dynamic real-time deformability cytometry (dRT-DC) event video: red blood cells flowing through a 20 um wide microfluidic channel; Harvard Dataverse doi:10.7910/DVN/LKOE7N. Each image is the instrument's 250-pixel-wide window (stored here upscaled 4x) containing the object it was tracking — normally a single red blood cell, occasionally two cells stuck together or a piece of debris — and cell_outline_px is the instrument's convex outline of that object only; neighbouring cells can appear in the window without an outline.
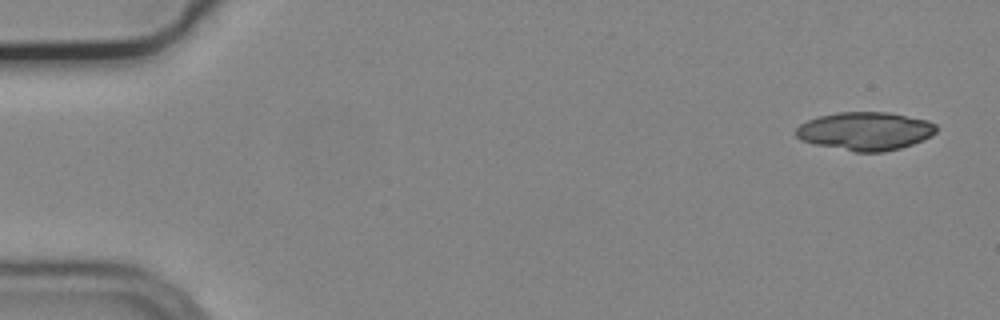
{"species": "common noctule bat (a hibernating species)", "species_latin": "Nyctalus noctula", "temperature_condition": "cold", "stored_images_in_passage": 6, "camera_frame_rate_fps": 3000, "um_per_image_px": 0.085, "animal": {"sex": "male", "body_mass_g": 19.2, "forearm_length_mm": 51.8}, "frame": {"image": 1, "passage_image": 1, "time_ms": 0.0, "image_size_px": [1000, 320], "cell_outline_px": [[936, 132], [932, 136], [924, 140], [900, 148], [884, 152], [856, 152], [816, 144], [800, 140], [796, 136], [796, 128], [800, 124], [808, 120], [820, 116], [836, 112], [888, 112], [928, 120], [936, 124]], "centroid_in_image_um": [73.57, 11.14], "position_along_channel_um": 11.4, "area_um2": 31.33}}